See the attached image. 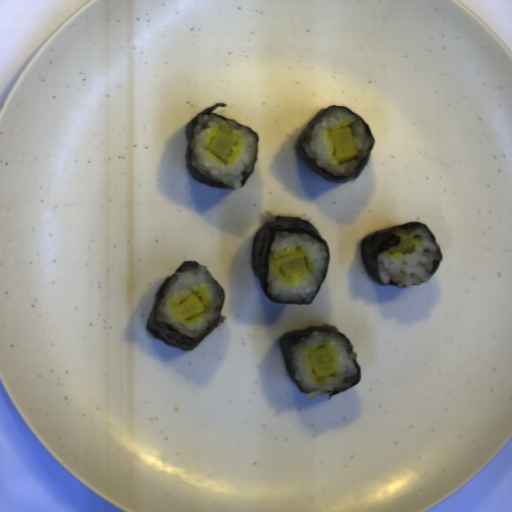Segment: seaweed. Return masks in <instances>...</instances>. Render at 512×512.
<instances>
[{"label":"seaweed","mask_w":512,"mask_h":512,"mask_svg":"<svg viewBox=\"0 0 512 512\" xmlns=\"http://www.w3.org/2000/svg\"><path fill=\"white\" fill-rule=\"evenodd\" d=\"M332 107H340V108H343L345 110H348V111H351L350 109H348L347 107H344L342 105H332V106H326L325 108H323L322 110H320L316 116L310 121V123L305 127V129L301 132V134L298 136L297 140H296V144H295V151L298 155V157L303 161V163L314 173H316L317 175L321 176L322 178L326 179L327 181L329 182H334V183H347L349 182L350 180L354 179V178H357L358 176H360L363 172V170L365 169V167L367 166L369 160H370V157H371V153H372V150H373V146H374V141H375V138L368 126V124L359 116L357 115L356 113H354L353 111H351L365 126L369 136L371 137V139L373 140L372 144H371V147L365 157V159L363 160V162L360 164V166L358 167V169L353 172L351 175H347V176H335L333 175L332 173L328 172L327 170H325L324 168H322L319 164H317L315 161H313L311 158H309L306 153L304 152L301 144L305 138V136L307 135V133L309 132L310 128L312 127V125L315 123V121L320 117L322 116L326 111H328L329 109H331Z\"/></svg>","instance_id":"349a3768"},{"label":"seaweed","mask_w":512,"mask_h":512,"mask_svg":"<svg viewBox=\"0 0 512 512\" xmlns=\"http://www.w3.org/2000/svg\"><path fill=\"white\" fill-rule=\"evenodd\" d=\"M226 107H228V104L216 103V104L206 108L205 110H203L202 112H200L196 116H194L185 125L186 137H187V146H186V152H185V160H186V168L188 170V173H189L190 177L193 178L198 183L204 184V185L212 187V188H222V189H231L232 190V189H235V188H230V187L226 186L225 184H223L221 182H218V181H215V180L211 179L210 177L200 173L197 167H193L192 166V164H191V154H190V144H191V141H192L193 132H194L195 126H196V124H197V122H198V120H199L201 115L213 114V115H215V116H217L219 118L228 120L230 122H233L235 124H238V125L246 128V129L250 130L256 136V152H255V160H254V165H253L252 171H251V173H248L242 179L241 186L239 188H241V187H243L245 185L246 181L251 176V174L253 173V171H254V169H255V167L257 165L259 146H260V137H259L258 133L255 132L252 129L251 126H243L238 121L228 119V118L223 117L221 115H218V114H216L214 112V110L216 108H226Z\"/></svg>","instance_id":"6c50854a"},{"label":"seaweed","mask_w":512,"mask_h":512,"mask_svg":"<svg viewBox=\"0 0 512 512\" xmlns=\"http://www.w3.org/2000/svg\"><path fill=\"white\" fill-rule=\"evenodd\" d=\"M321 330H330L333 332H337L339 335H341L345 339L351 353L356 354V358H353V360H352V363L356 370L355 374L346 383H344L340 387L330 389L328 392L325 393V394L329 395L328 399L330 401L334 395H337L339 393L349 390L353 386L360 383V381L362 379L361 370H360L359 364L357 362L358 355L354 351L352 341L349 338H347L342 332H340L338 330L337 326H333L330 324H324V326H307L304 329H296V330L288 331L280 336L278 343H279V348H280V352H281V355H282V358L284 361L286 371H287L289 377L291 378L293 384L301 392H303L304 394H308L303 389V387L301 386V384L298 382V380L296 378V375H295V372L293 369V364H292L291 348L294 344H296L299 341V339L301 337L308 335L310 333L316 332V331H321Z\"/></svg>","instance_id":"ac131d1f"},{"label":"seaweed","mask_w":512,"mask_h":512,"mask_svg":"<svg viewBox=\"0 0 512 512\" xmlns=\"http://www.w3.org/2000/svg\"><path fill=\"white\" fill-rule=\"evenodd\" d=\"M283 233H305L310 237L316 239L324 245L327 250V263L324 271L323 278L320 285L310 303H290L281 302L269 297L267 292V271H268V255L269 247L274 238L275 232ZM330 263L329 246L326 240L320 235L317 229L308 221L297 217L290 216H274L265 221L259 230L253 236L252 253H251V266L260 283V286L269 301L279 304H296V305H309L314 302L319 290L321 289L328 272Z\"/></svg>","instance_id":"1faa68ee"},{"label":"seaweed","mask_w":512,"mask_h":512,"mask_svg":"<svg viewBox=\"0 0 512 512\" xmlns=\"http://www.w3.org/2000/svg\"><path fill=\"white\" fill-rule=\"evenodd\" d=\"M198 266H202V264L199 263L197 260L182 261L178 268L164 280V282L161 284V286L155 293L153 308L148 316L146 323L147 329L154 337H156L162 343L182 351H191L192 349H194L225 319V315H222V309L225 301L226 291L220 285V283L216 279H214L216 280L222 292V303L220 311L217 318L199 336H197L196 338L187 337L178 330H176L175 328H173L172 326H170L169 324L157 321V310L168 283L178 273L188 269L196 268Z\"/></svg>","instance_id":"45ffbabd"},{"label":"seaweed","mask_w":512,"mask_h":512,"mask_svg":"<svg viewBox=\"0 0 512 512\" xmlns=\"http://www.w3.org/2000/svg\"><path fill=\"white\" fill-rule=\"evenodd\" d=\"M402 229H424L433 239L438 253V262L431 276L436 274L443 261V255L440 246L433 232L428 228V226L425 223L408 222L404 225L395 226L374 232L362 239L360 243V256L363 267L367 274L369 275L370 279L379 284L380 286L397 287L398 285L391 280L387 284L383 283L379 274L378 256L383 251L389 250L390 247H396L397 245H399L401 237L397 236V232Z\"/></svg>","instance_id":"7513b1e5"}]
</instances>
